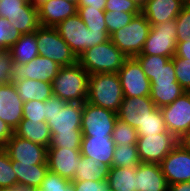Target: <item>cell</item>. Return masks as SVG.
<instances>
[{
    "mask_svg": "<svg viewBox=\"0 0 190 191\" xmlns=\"http://www.w3.org/2000/svg\"><path fill=\"white\" fill-rule=\"evenodd\" d=\"M171 59L173 60L177 82L186 92H190V60L175 55Z\"/></svg>",
    "mask_w": 190,
    "mask_h": 191,
    "instance_id": "obj_42",
    "label": "cell"
},
{
    "mask_svg": "<svg viewBox=\"0 0 190 191\" xmlns=\"http://www.w3.org/2000/svg\"><path fill=\"white\" fill-rule=\"evenodd\" d=\"M84 103H66L46 121L51 133L82 132L81 121Z\"/></svg>",
    "mask_w": 190,
    "mask_h": 191,
    "instance_id": "obj_17",
    "label": "cell"
},
{
    "mask_svg": "<svg viewBox=\"0 0 190 191\" xmlns=\"http://www.w3.org/2000/svg\"><path fill=\"white\" fill-rule=\"evenodd\" d=\"M151 83H174L177 82L175 68L173 65V60L169 61L162 67L150 81Z\"/></svg>",
    "mask_w": 190,
    "mask_h": 191,
    "instance_id": "obj_47",
    "label": "cell"
},
{
    "mask_svg": "<svg viewBox=\"0 0 190 191\" xmlns=\"http://www.w3.org/2000/svg\"><path fill=\"white\" fill-rule=\"evenodd\" d=\"M67 102L60 99L57 96L52 95L45 101L46 105V115H45V122L52 117V115L58 111L62 110V108L65 106Z\"/></svg>",
    "mask_w": 190,
    "mask_h": 191,
    "instance_id": "obj_49",
    "label": "cell"
},
{
    "mask_svg": "<svg viewBox=\"0 0 190 191\" xmlns=\"http://www.w3.org/2000/svg\"><path fill=\"white\" fill-rule=\"evenodd\" d=\"M134 58L139 62L145 75L150 81L170 59L169 57L153 55H136Z\"/></svg>",
    "mask_w": 190,
    "mask_h": 191,
    "instance_id": "obj_36",
    "label": "cell"
},
{
    "mask_svg": "<svg viewBox=\"0 0 190 191\" xmlns=\"http://www.w3.org/2000/svg\"><path fill=\"white\" fill-rule=\"evenodd\" d=\"M48 0H30V2L35 6L39 7L42 3L47 2Z\"/></svg>",
    "mask_w": 190,
    "mask_h": 191,
    "instance_id": "obj_56",
    "label": "cell"
},
{
    "mask_svg": "<svg viewBox=\"0 0 190 191\" xmlns=\"http://www.w3.org/2000/svg\"><path fill=\"white\" fill-rule=\"evenodd\" d=\"M39 191H75L74 185L68 179L48 170Z\"/></svg>",
    "mask_w": 190,
    "mask_h": 191,
    "instance_id": "obj_37",
    "label": "cell"
},
{
    "mask_svg": "<svg viewBox=\"0 0 190 191\" xmlns=\"http://www.w3.org/2000/svg\"><path fill=\"white\" fill-rule=\"evenodd\" d=\"M168 191H190V181L168 185Z\"/></svg>",
    "mask_w": 190,
    "mask_h": 191,
    "instance_id": "obj_53",
    "label": "cell"
},
{
    "mask_svg": "<svg viewBox=\"0 0 190 191\" xmlns=\"http://www.w3.org/2000/svg\"><path fill=\"white\" fill-rule=\"evenodd\" d=\"M14 61L9 49L0 50V85L10 84Z\"/></svg>",
    "mask_w": 190,
    "mask_h": 191,
    "instance_id": "obj_45",
    "label": "cell"
},
{
    "mask_svg": "<svg viewBox=\"0 0 190 191\" xmlns=\"http://www.w3.org/2000/svg\"><path fill=\"white\" fill-rule=\"evenodd\" d=\"M130 1H133L140 9H142L147 2V0H130Z\"/></svg>",
    "mask_w": 190,
    "mask_h": 191,
    "instance_id": "obj_55",
    "label": "cell"
},
{
    "mask_svg": "<svg viewBox=\"0 0 190 191\" xmlns=\"http://www.w3.org/2000/svg\"><path fill=\"white\" fill-rule=\"evenodd\" d=\"M110 167L104 165L97 159L81 156L79 164L75 170V176L72 181H103L107 180Z\"/></svg>",
    "mask_w": 190,
    "mask_h": 191,
    "instance_id": "obj_26",
    "label": "cell"
},
{
    "mask_svg": "<svg viewBox=\"0 0 190 191\" xmlns=\"http://www.w3.org/2000/svg\"><path fill=\"white\" fill-rule=\"evenodd\" d=\"M77 14L90 31H107L104 10H97L90 6H78Z\"/></svg>",
    "mask_w": 190,
    "mask_h": 191,
    "instance_id": "obj_32",
    "label": "cell"
},
{
    "mask_svg": "<svg viewBox=\"0 0 190 191\" xmlns=\"http://www.w3.org/2000/svg\"><path fill=\"white\" fill-rule=\"evenodd\" d=\"M20 37L21 34L9 20L0 17V50L9 49Z\"/></svg>",
    "mask_w": 190,
    "mask_h": 191,
    "instance_id": "obj_41",
    "label": "cell"
},
{
    "mask_svg": "<svg viewBox=\"0 0 190 191\" xmlns=\"http://www.w3.org/2000/svg\"><path fill=\"white\" fill-rule=\"evenodd\" d=\"M55 28L77 58L85 50L110 39L108 31H90L77 13Z\"/></svg>",
    "mask_w": 190,
    "mask_h": 191,
    "instance_id": "obj_2",
    "label": "cell"
},
{
    "mask_svg": "<svg viewBox=\"0 0 190 191\" xmlns=\"http://www.w3.org/2000/svg\"><path fill=\"white\" fill-rule=\"evenodd\" d=\"M9 23L14 26L21 35L35 32L41 26L38 14H17L11 17Z\"/></svg>",
    "mask_w": 190,
    "mask_h": 191,
    "instance_id": "obj_38",
    "label": "cell"
},
{
    "mask_svg": "<svg viewBox=\"0 0 190 191\" xmlns=\"http://www.w3.org/2000/svg\"><path fill=\"white\" fill-rule=\"evenodd\" d=\"M159 165L168 185L190 181V148L180 141Z\"/></svg>",
    "mask_w": 190,
    "mask_h": 191,
    "instance_id": "obj_12",
    "label": "cell"
},
{
    "mask_svg": "<svg viewBox=\"0 0 190 191\" xmlns=\"http://www.w3.org/2000/svg\"><path fill=\"white\" fill-rule=\"evenodd\" d=\"M105 12L141 13V9L130 0H106Z\"/></svg>",
    "mask_w": 190,
    "mask_h": 191,
    "instance_id": "obj_46",
    "label": "cell"
},
{
    "mask_svg": "<svg viewBox=\"0 0 190 191\" xmlns=\"http://www.w3.org/2000/svg\"><path fill=\"white\" fill-rule=\"evenodd\" d=\"M185 3L182 0H147L141 13L151 25L177 18Z\"/></svg>",
    "mask_w": 190,
    "mask_h": 191,
    "instance_id": "obj_20",
    "label": "cell"
},
{
    "mask_svg": "<svg viewBox=\"0 0 190 191\" xmlns=\"http://www.w3.org/2000/svg\"><path fill=\"white\" fill-rule=\"evenodd\" d=\"M156 108L150 96L124 97L117 112V118L137 130Z\"/></svg>",
    "mask_w": 190,
    "mask_h": 191,
    "instance_id": "obj_16",
    "label": "cell"
},
{
    "mask_svg": "<svg viewBox=\"0 0 190 191\" xmlns=\"http://www.w3.org/2000/svg\"><path fill=\"white\" fill-rule=\"evenodd\" d=\"M117 113L84 103L81 130L83 136H112Z\"/></svg>",
    "mask_w": 190,
    "mask_h": 191,
    "instance_id": "obj_9",
    "label": "cell"
},
{
    "mask_svg": "<svg viewBox=\"0 0 190 191\" xmlns=\"http://www.w3.org/2000/svg\"><path fill=\"white\" fill-rule=\"evenodd\" d=\"M81 157L80 150L65 147H48V170L72 181Z\"/></svg>",
    "mask_w": 190,
    "mask_h": 191,
    "instance_id": "obj_15",
    "label": "cell"
},
{
    "mask_svg": "<svg viewBox=\"0 0 190 191\" xmlns=\"http://www.w3.org/2000/svg\"><path fill=\"white\" fill-rule=\"evenodd\" d=\"M137 14L140 13H127L121 11L105 12V21L108 34L111 35L116 30L124 28Z\"/></svg>",
    "mask_w": 190,
    "mask_h": 191,
    "instance_id": "obj_40",
    "label": "cell"
},
{
    "mask_svg": "<svg viewBox=\"0 0 190 191\" xmlns=\"http://www.w3.org/2000/svg\"><path fill=\"white\" fill-rule=\"evenodd\" d=\"M136 191H168L160 165L140 162L136 169Z\"/></svg>",
    "mask_w": 190,
    "mask_h": 191,
    "instance_id": "obj_22",
    "label": "cell"
},
{
    "mask_svg": "<svg viewBox=\"0 0 190 191\" xmlns=\"http://www.w3.org/2000/svg\"><path fill=\"white\" fill-rule=\"evenodd\" d=\"M185 4H190V0H182Z\"/></svg>",
    "mask_w": 190,
    "mask_h": 191,
    "instance_id": "obj_59",
    "label": "cell"
},
{
    "mask_svg": "<svg viewBox=\"0 0 190 191\" xmlns=\"http://www.w3.org/2000/svg\"><path fill=\"white\" fill-rule=\"evenodd\" d=\"M23 104L13 83L0 85V118L13 131L23 119Z\"/></svg>",
    "mask_w": 190,
    "mask_h": 191,
    "instance_id": "obj_18",
    "label": "cell"
},
{
    "mask_svg": "<svg viewBox=\"0 0 190 191\" xmlns=\"http://www.w3.org/2000/svg\"><path fill=\"white\" fill-rule=\"evenodd\" d=\"M175 56L190 60V39L186 38L183 42H177Z\"/></svg>",
    "mask_w": 190,
    "mask_h": 191,
    "instance_id": "obj_50",
    "label": "cell"
},
{
    "mask_svg": "<svg viewBox=\"0 0 190 191\" xmlns=\"http://www.w3.org/2000/svg\"><path fill=\"white\" fill-rule=\"evenodd\" d=\"M12 161L20 164L47 163L48 148L13 134L3 146Z\"/></svg>",
    "mask_w": 190,
    "mask_h": 191,
    "instance_id": "obj_14",
    "label": "cell"
},
{
    "mask_svg": "<svg viewBox=\"0 0 190 191\" xmlns=\"http://www.w3.org/2000/svg\"><path fill=\"white\" fill-rule=\"evenodd\" d=\"M114 148L112 136H82L80 153L111 168Z\"/></svg>",
    "mask_w": 190,
    "mask_h": 191,
    "instance_id": "obj_19",
    "label": "cell"
},
{
    "mask_svg": "<svg viewBox=\"0 0 190 191\" xmlns=\"http://www.w3.org/2000/svg\"><path fill=\"white\" fill-rule=\"evenodd\" d=\"M177 42L190 39V4H185L176 18Z\"/></svg>",
    "mask_w": 190,
    "mask_h": 191,
    "instance_id": "obj_43",
    "label": "cell"
},
{
    "mask_svg": "<svg viewBox=\"0 0 190 191\" xmlns=\"http://www.w3.org/2000/svg\"><path fill=\"white\" fill-rule=\"evenodd\" d=\"M17 14H38L30 0H0V17L11 20Z\"/></svg>",
    "mask_w": 190,
    "mask_h": 191,
    "instance_id": "obj_31",
    "label": "cell"
},
{
    "mask_svg": "<svg viewBox=\"0 0 190 191\" xmlns=\"http://www.w3.org/2000/svg\"><path fill=\"white\" fill-rule=\"evenodd\" d=\"M150 28L151 24L140 13L135 15L131 22L124 28L112 33L110 39L128 58H134L142 52Z\"/></svg>",
    "mask_w": 190,
    "mask_h": 191,
    "instance_id": "obj_5",
    "label": "cell"
},
{
    "mask_svg": "<svg viewBox=\"0 0 190 191\" xmlns=\"http://www.w3.org/2000/svg\"><path fill=\"white\" fill-rule=\"evenodd\" d=\"M46 105L45 102L38 100L27 101L23 104V119L33 121H45Z\"/></svg>",
    "mask_w": 190,
    "mask_h": 191,
    "instance_id": "obj_44",
    "label": "cell"
},
{
    "mask_svg": "<svg viewBox=\"0 0 190 191\" xmlns=\"http://www.w3.org/2000/svg\"><path fill=\"white\" fill-rule=\"evenodd\" d=\"M82 136V132L51 133V142L49 147H68L80 150Z\"/></svg>",
    "mask_w": 190,
    "mask_h": 191,
    "instance_id": "obj_39",
    "label": "cell"
},
{
    "mask_svg": "<svg viewBox=\"0 0 190 191\" xmlns=\"http://www.w3.org/2000/svg\"><path fill=\"white\" fill-rule=\"evenodd\" d=\"M137 138L138 135L136 129L121 119H116L112 133V140L114 141L115 146L120 144H136Z\"/></svg>",
    "mask_w": 190,
    "mask_h": 191,
    "instance_id": "obj_34",
    "label": "cell"
},
{
    "mask_svg": "<svg viewBox=\"0 0 190 191\" xmlns=\"http://www.w3.org/2000/svg\"><path fill=\"white\" fill-rule=\"evenodd\" d=\"M140 163L137 144H120L114 148L111 167L129 168Z\"/></svg>",
    "mask_w": 190,
    "mask_h": 191,
    "instance_id": "obj_30",
    "label": "cell"
},
{
    "mask_svg": "<svg viewBox=\"0 0 190 191\" xmlns=\"http://www.w3.org/2000/svg\"><path fill=\"white\" fill-rule=\"evenodd\" d=\"M36 39L40 56L47 57L62 67L77 63V57L55 27L40 26L36 30Z\"/></svg>",
    "mask_w": 190,
    "mask_h": 191,
    "instance_id": "obj_6",
    "label": "cell"
},
{
    "mask_svg": "<svg viewBox=\"0 0 190 191\" xmlns=\"http://www.w3.org/2000/svg\"><path fill=\"white\" fill-rule=\"evenodd\" d=\"M0 191H36V189L17 185L14 188H0Z\"/></svg>",
    "mask_w": 190,
    "mask_h": 191,
    "instance_id": "obj_54",
    "label": "cell"
},
{
    "mask_svg": "<svg viewBox=\"0 0 190 191\" xmlns=\"http://www.w3.org/2000/svg\"><path fill=\"white\" fill-rule=\"evenodd\" d=\"M186 91L178 82L151 83L150 98L157 108L170 105Z\"/></svg>",
    "mask_w": 190,
    "mask_h": 191,
    "instance_id": "obj_29",
    "label": "cell"
},
{
    "mask_svg": "<svg viewBox=\"0 0 190 191\" xmlns=\"http://www.w3.org/2000/svg\"><path fill=\"white\" fill-rule=\"evenodd\" d=\"M14 134L46 148L49 147L51 142L50 128L45 121L22 119L14 130Z\"/></svg>",
    "mask_w": 190,
    "mask_h": 191,
    "instance_id": "obj_24",
    "label": "cell"
},
{
    "mask_svg": "<svg viewBox=\"0 0 190 191\" xmlns=\"http://www.w3.org/2000/svg\"><path fill=\"white\" fill-rule=\"evenodd\" d=\"M61 67L55 61L38 55L27 64L14 62L11 81L14 84L23 79H30L52 83Z\"/></svg>",
    "mask_w": 190,
    "mask_h": 191,
    "instance_id": "obj_13",
    "label": "cell"
},
{
    "mask_svg": "<svg viewBox=\"0 0 190 191\" xmlns=\"http://www.w3.org/2000/svg\"><path fill=\"white\" fill-rule=\"evenodd\" d=\"M124 97L150 96L151 82L135 58H128L118 71Z\"/></svg>",
    "mask_w": 190,
    "mask_h": 191,
    "instance_id": "obj_11",
    "label": "cell"
},
{
    "mask_svg": "<svg viewBox=\"0 0 190 191\" xmlns=\"http://www.w3.org/2000/svg\"><path fill=\"white\" fill-rule=\"evenodd\" d=\"M15 186H17V176L12 167V160L3 147H0V188Z\"/></svg>",
    "mask_w": 190,
    "mask_h": 191,
    "instance_id": "obj_35",
    "label": "cell"
},
{
    "mask_svg": "<svg viewBox=\"0 0 190 191\" xmlns=\"http://www.w3.org/2000/svg\"><path fill=\"white\" fill-rule=\"evenodd\" d=\"M89 75L78 62L61 67L51 83L53 95L67 103H85L88 97Z\"/></svg>",
    "mask_w": 190,
    "mask_h": 191,
    "instance_id": "obj_1",
    "label": "cell"
},
{
    "mask_svg": "<svg viewBox=\"0 0 190 191\" xmlns=\"http://www.w3.org/2000/svg\"><path fill=\"white\" fill-rule=\"evenodd\" d=\"M75 191H109L107 180L103 181H71Z\"/></svg>",
    "mask_w": 190,
    "mask_h": 191,
    "instance_id": "obj_48",
    "label": "cell"
},
{
    "mask_svg": "<svg viewBox=\"0 0 190 191\" xmlns=\"http://www.w3.org/2000/svg\"><path fill=\"white\" fill-rule=\"evenodd\" d=\"M63 1L71 2V3L75 4L78 7L79 0H63Z\"/></svg>",
    "mask_w": 190,
    "mask_h": 191,
    "instance_id": "obj_58",
    "label": "cell"
},
{
    "mask_svg": "<svg viewBox=\"0 0 190 191\" xmlns=\"http://www.w3.org/2000/svg\"><path fill=\"white\" fill-rule=\"evenodd\" d=\"M123 98L118 73H94L89 75L87 102L117 113Z\"/></svg>",
    "mask_w": 190,
    "mask_h": 191,
    "instance_id": "obj_3",
    "label": "cell"
},
{
    "mask_svg": "<svg viewBox=\"0 0 190 191\" xmlns=\"http://www.w3.org/2000/svg\"><path fill=\"white\" fill-rule=\"evenodd\" d=\"M161 109L166 130L180 141L190 132V92H185L170 105Z\"/></svg>",
    "mask_w": 190,
    "mask_h": 191,
    "instance_id": "obj_10",
    "label": "cell"
},
{
    "mask_svg": "<svg viewBox=\"0 0 190 191\" xmlns=\"http://www.w3.org/2000/svg\"><path fill=\"white\" fill-rule=\"evenodd\" d=\"M14 85L23 103L32 100L45 102L53 95L52 84L44 81L23 79L15 82Z\"/></svg>",
    "mask_w": 190,
    "mask_h": 191,
    "instance_id": "obj_25",
    "label": "cell"
},
{
    "mask_svg": "<svg viewBox=\"0 0 190 191\" xmlns=\"http://www.w3.org/2000/svg\"><path fill=\"white\" fill-rule=\"evenodd\" d=\"M128 57L122 53L111 39L85 50L77 62L90 75L94 73H118Z\"/></svg>",
    "mask_w": 190,
    "mask_h": 191,
    "instance_id": "obj_4",
    "label": "cell"
},
{
    "mask_svg": "<svg viewBox=\"0 0 190 191\" xmlns=\"http://www.w3.org/2000/svg\"><path fill=\"white\" fill-rule=\"evenodd\" d=\"M182 142L190 148V132L184 137Z\"/></svg>",
    "mask_w": 190,
    "mask_h": 191,
    "instance_id": "obj_57",
    "label": "cell"
},
{
    "mask_svg": "<svg viewBox=\"0 0 190 191\" xmlns=\"http://www.w3.org/2000/svg\"><path fill=\"white\" fill-rule=\"evenodd\" d=\"M180 140L169 131L156 135L138 136L137 149L140 162L159 164Z\"/></svg>",
    "mask_w": 190,
    "mask_h": 191,
    "instance_id": "obj_8",
    "label": "cell"
},
{
    "mask_svg": "<svg viewBox=\"0 0 190 191\" xmlns=\"http://www.w3.org/2000/svg\"><path fill=\"white\" fill-rule=\"evenodd\" d=\"M76 13L77 6L63 0H48L38 7L40 25L45 27H56Z\"/></svg>",
    "mask_w": 190,
    "mask_h": 191,
    "instance_id": "obj_21",
    "label": "cell"
},
{
    "mask_svg": "<svg viewBox=\"0 0 190 191\" xmlns=\"http://www.w3.org/2000/svg\"><path fill=\"white\" fill-rule=\"evenodd\" d=\"M12 167L17 176V185L38 190L48 171L47 163L44 164H20L12 161Z\"/></svg>",
    "mask_w": 190,
    "mask_h": 191,
    "instance_id": "obj_23",
    "label": "cell"
},
{
    "mask_svg": "<svg viewBox=\"0 0 190 191\" xmlns=\"http://www.w3.org/2000/svg\"><path fill=\"white\" fill-rule=\"evenodd\" d=\"M137 166L111 167L107 177L110 191H136Z\"/></svg>",
    "mask_w": 190,
    "mask_h": 191,
    "instance_id": "obj_28",
    "label": "cell"
},
{
    "mask_svg": "<svg viewBox=\"0 0 190 191\" xmlns=\"http://www.w3.org/2000/svg\"><path fill=\"white\" fill-rule=\"evenodd\" d=\"M13 61L27 64L39 55L36 31L22 34L21 37L9 48Z\"/></svg>",
    "mask_w": 190,
    "mask_h": 191,
    "instance_id": "obj_27",
    "label": "cell"
},
{
    "mask_svg": "<svg viewBox=\"0 0 190 191\" xmlns=\"http://www.w3.org/2000/svg\"><path fill=\"white\" fill-rule=\"evenodd\" d=\"M177 46L176 19L151 25L142 52L139 55L164 56L170 59Z\"/></svg>",
    "mask_w": 190,
    "mask_h": 191,
    "instance_id": "obj_7",
    "label": "cell"
},
{
    "mask_svg": "<svg viewBox=\"0 0 190 191\" xmlns=\"http://www.w3.org/2000/svg\"><path fill=\"white\" fill-rule=\"evenodd\" d=\"M78 6H90V8L104 10L106 6V0H79Z\"/></svg>",
    "mask_w": 190,
    "mask_h": 191,
    "instance_id": "obj_52",
    "label": "cell"
},
{
    "mask_svg": "<svg viewBox=\"0 0 190 191\" xmlns=\"http://www.w3.org/2000/svg\"><path fill=\"white\" fill-rule=\"evenodd\" d=\"M166 125L160 108H156L137 129L138 136L156 135L165 133Z\"/></svg>",
    "mask_w": 190,
    "mask_h": 191,
    "instance_id": "obj_33",
    "label": "cell"
},
{
    "mask_svg": "<svg viewBox=\"0 0 190 191\" xmlns=\"http://www.w3.org/2000/svg\"><path fill=\"white\" fill-rule=\"evenodd\" d=\"M13 134L11 127L0 118V147H3Z\"/></svg>",
    "mask_w": 190,
    "mask_h": 191,
    "instance_id": "obj_51",
    "label": "cell"
}]
</instances>
